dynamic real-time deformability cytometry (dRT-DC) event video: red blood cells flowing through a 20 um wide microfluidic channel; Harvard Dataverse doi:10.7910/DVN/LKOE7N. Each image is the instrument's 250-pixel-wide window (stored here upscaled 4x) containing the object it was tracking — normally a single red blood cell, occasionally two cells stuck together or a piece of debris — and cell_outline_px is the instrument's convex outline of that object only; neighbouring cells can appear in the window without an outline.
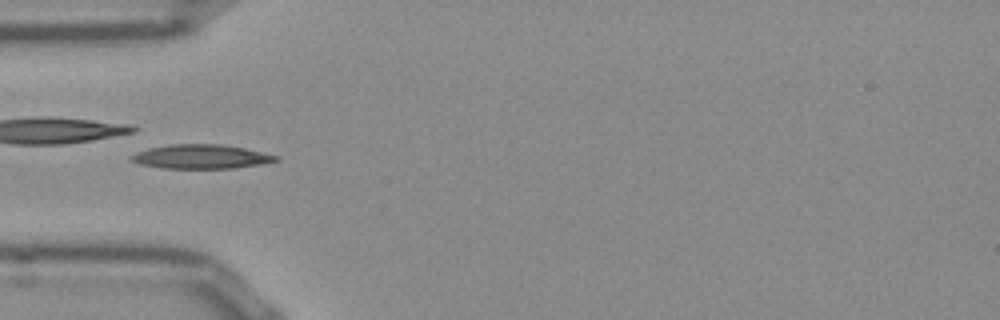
{"species": "Egyptian fruit bat (a non-hibernating species)", "species_latin": "Rousettus aegyptiacus", "temperature_condition": "room temperature", "stored_images_in_passage": 51, "camera_frame_rate_fps": 3000, "um_per_image_px": 0.085, "frame": {"image": 1, "passage_image": 15, "time_ms": 4.667, "image_size_px": [1000, 320], "cell_outline_px": [[280, 160], [260, 164], [232, 168], [160, 168], [140, 164], [132, 160], [132, 156], [136, 152], [148, 148], [168, 144], [220, 144], [244, 148], [280, 156]], "centroid_in_image_um": [17.1, 13.31], "position_along_channel_um": 67.9, "area_um2": 20.23}}
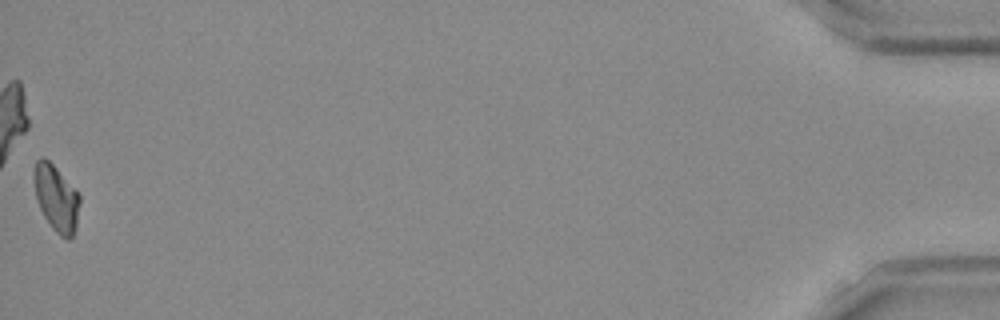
{"frame": {"image": 2, "passage_image": 51, "time_ms": 16.667, "image_size_px": [1000, 320], "cell_outline_px": [[80, 200], [76, 228], [72, 236], [68, 240], [60, 236], [52, 228], [44, 216], [36, 200], [36, 160], [40, 156], [44, 156], [56, 168], [80, 196]], "centroid_in_image_um": [4.81, 16.89], "position_along_channel_um": 430.4, "area_um2": 17.11}}